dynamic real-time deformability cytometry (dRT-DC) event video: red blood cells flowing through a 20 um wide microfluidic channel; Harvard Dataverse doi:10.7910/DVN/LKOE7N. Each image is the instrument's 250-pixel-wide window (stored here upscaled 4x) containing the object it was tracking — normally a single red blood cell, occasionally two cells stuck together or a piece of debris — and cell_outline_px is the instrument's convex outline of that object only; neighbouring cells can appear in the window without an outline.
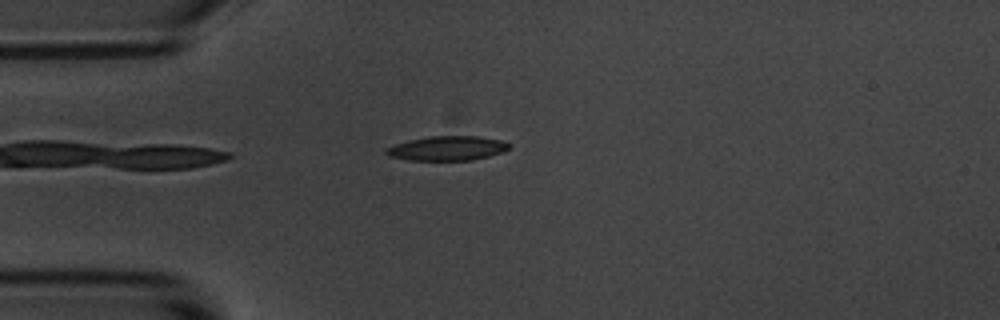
{"species": "common noctule bat (a hibernating species)", "species_latin": "Nyctalus noctula", "temperature_condition": "room temperature", "stored_images_in_passage": 43, "camera_frame_rate_fps": 3000, "um_per_image_px": 0.085, "animal": {"sex": "male", "body_mass_g": 20.1, "forearm_length_mm": 53.5}, "frame": {"image": 1, "passage_image": 3, "time_ms": 0.667, "image_size_px": [1000, 320], "cell_outline_px": [[512, 144], [504, 152], [472, 160], [408, 160], [388, 156], [384, 152], [384, 148], [408, 140], [428, 136], [476, 136], [500, 140]], "centroid_in_image_um": [37.99, 12.6], "position_along_channel_um": 47.0, "area_um2": 17.57}}
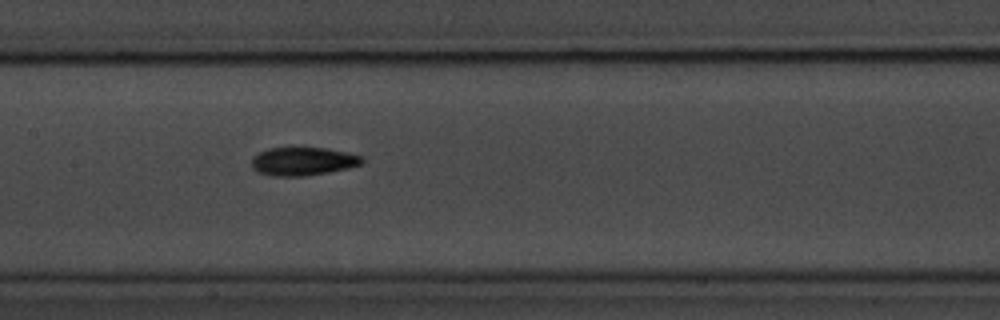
{"frame": {"image": 2, "passage_image": 15, "time_ms": 4.667, "image_size_px": [1000, 320], "cell_outline_px": [[364, 160], [360, 164], [348, 168], [328, 172], [304, 176], [268, 176], [256, 172], [252, 168], [252, 156], [268, 148], [328, 148], [348, 152], [360, 156]], "centroid_in_image_um": [25.71, 13.72], "position_along_channel_um": 181.7, "area_um2": 18.26}}
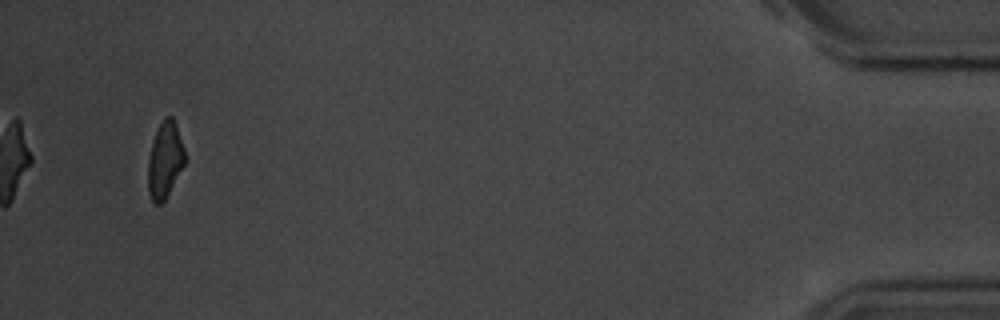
{"frame": {"image": 3, "passage_image": 41, "time_ms": 13.333, "image_size_px": [1000, 320], "cell_outline_px": [[184, 164], [164, 200], [160, 204], [152, 204], [148, 192], [148, 160], [152, 140], [164, 116], [172, 116], [176, 124], [184, 148]], "centroid_in_image_um": [13.99, 13.6], "position_along_channel_um": 421.2, "area_um2": 16.18}, "authors_computed_cell_mechanics": {"area_um2": 17.7446, "velocity_mm_per_s": 3.6791, "shape_relaxation_time_tau1_ms": 3.1935, "shape_relaxation_time_tau2_ms": 8.396, "deformation_change_tau1": 0.1392, "deformation_change_tau2": 0.1303}}